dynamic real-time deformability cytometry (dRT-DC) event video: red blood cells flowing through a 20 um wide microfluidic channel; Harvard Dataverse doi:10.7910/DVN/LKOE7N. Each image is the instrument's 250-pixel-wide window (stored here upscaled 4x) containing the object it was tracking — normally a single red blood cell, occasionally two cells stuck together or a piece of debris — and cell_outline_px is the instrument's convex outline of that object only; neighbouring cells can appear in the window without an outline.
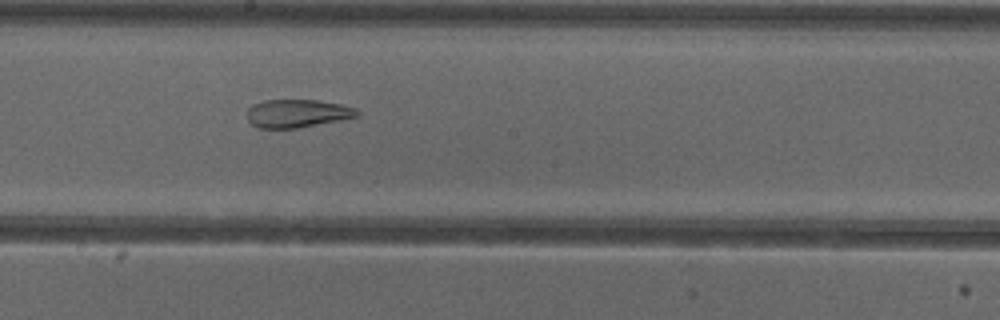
{"species": "common noctule bat (a hibernating species)", "species_latin": "Nyctalus noctula", "temperature_condition": "cold", "stored_images_in_passage": 54, "segment_of_instrument_passage": [2, 2], "camera_frame_rate_fps": 3000, "um_per_image_px": 0.085, "animal": {"sex": "female"}, "frame": {"image": 1, "passage_image": 30, "time_ms": 9.667, "image_size_px": [1000, 320], "cell_outline_px": [[360, 116], [340, 120], [296, 128], [260, 128], [252, 124], [248, 120], [248, 108], [252, 104], [264, 100], [320, 100], [340, 104], [356, 108], [360, 112]], "centroid_in_image_um": [25.29, 9.63], "position_along_channel_um": 222.9, "area_um2": 18.03}}
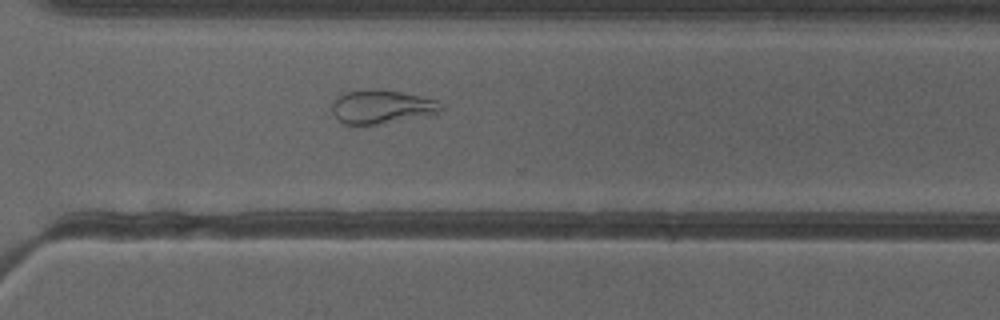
{"frame": {"image": 2, "passage_image": 39, "time_ms": 12.667, "image_size_px": [1000, 320], "cell_outline_px": [[444, 108], [440, 112], [376, 124], [344, 124], [332, 112], [332, 104], [336, 96], [348, 92], [384, 88], [436, 100]], "centroid_in_image_um": [32.41, 9.05], "position_along_channel_um": 338.2, "area_um2": 20.87}}
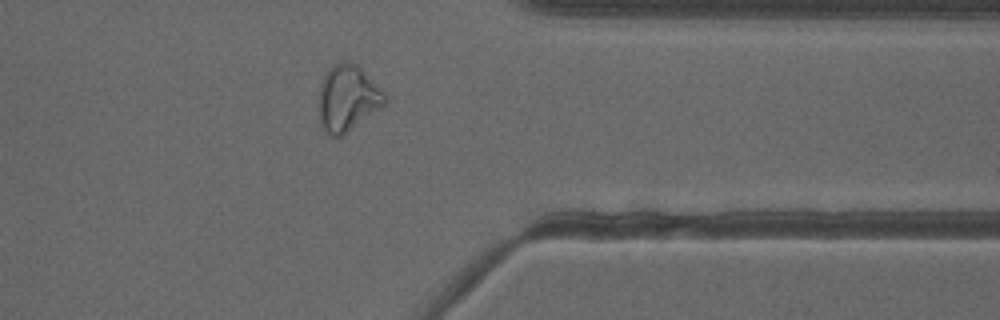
{"frame": {"image": 3, "passage_image": 43, "time_ms": 14.0, "image_size_px": [1000, 320], "cell_outline_px": [[388, 100], [380, 108], [340, 136], [332, 136], [320, 124], [316, 108], [320, 84], [328, 68], [332, 64], [344, 60], [360, 64], [376, 84]], "centroid_in_image_um": [29.49, 8.28], "position_along_channel_um": 381.9, "area_um2": 25.61}}